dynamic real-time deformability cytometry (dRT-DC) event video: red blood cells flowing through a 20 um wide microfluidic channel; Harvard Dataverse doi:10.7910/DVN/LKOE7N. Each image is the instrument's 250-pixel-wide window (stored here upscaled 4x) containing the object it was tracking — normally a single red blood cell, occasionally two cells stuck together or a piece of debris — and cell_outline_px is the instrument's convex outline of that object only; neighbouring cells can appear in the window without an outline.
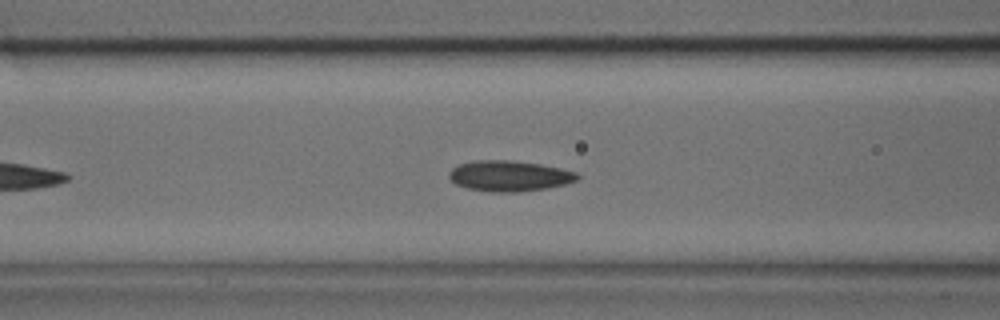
{"species": "common noctule bat (a hibernating species)", "species_latin": "Nyctalus noctula", "temperature_condition": "cold", "stored_images_in_passage": 29, "camera_frame_rate_fps": 3000, "um_per_image_px": 0.085, "animal": {"sex": "male", "body_mass_g": 17.9, "forearm_length_mm": 54.2}, "frame": {"image": 1, "passage_image": 9, "time_ms": 2.667, "image_size_px": [1000, 320], "cell_outline_px": [[580, 176], [576, 180], [564, 184], [544, 188], [520, 192], [488, 192], [468, 188], [456, 184], [448, 176], [448, 172], [452, 168], [460, 164], [476, 160], [508, 160], [540, 164], [560, 168], [576, 172]], "centroid_in_image_um": [43.26, 14.95], "position_along_channel_um": 123.3, "area_um2": 22.77}}